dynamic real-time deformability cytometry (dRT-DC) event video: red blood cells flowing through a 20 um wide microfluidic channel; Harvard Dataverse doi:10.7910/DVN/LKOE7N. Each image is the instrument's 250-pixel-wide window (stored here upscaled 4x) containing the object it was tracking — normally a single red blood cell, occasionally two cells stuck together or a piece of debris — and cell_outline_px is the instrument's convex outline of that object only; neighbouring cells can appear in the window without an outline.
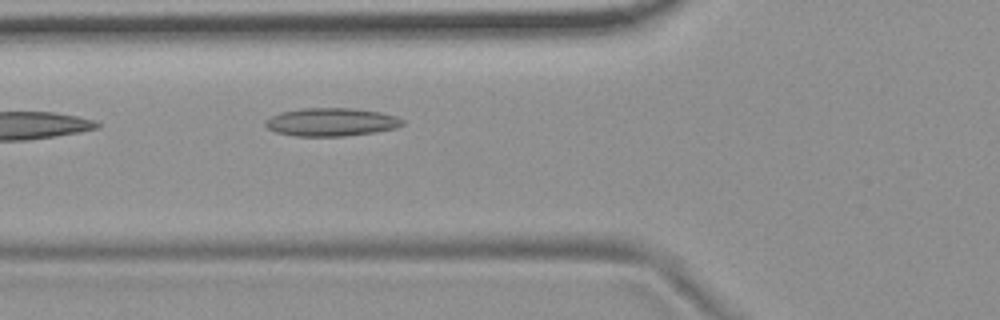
{"species": "common noctule bat (a hibernating species)", "species_latin": "Nyctalus noctula", "temperature_condition": "room temperature", "stored_images_in_passage": 3, "camera_frame_rate_fps": 3000, "um_per_image_px": 0.085, "animal": {"sex": "female", "body_mass_g": 19.9}, "frame": {"image": 1, "passage_image": 3, "time_ms": 0.667, "image_size_px": [1000, 320], "cell_outline_px": [[404, 124], [396, 128], [376, 132], [344, 136], [296, 136], [276, 132], [268, 128], [264, 124], [264, 120], [280, 112], [300, 108], [352, 108], [380, 112], [396, 116], [404, 120]], "centroid_in_image_um": [28.16, 10.37], "position_along_channel_um": 97.6, "area_um2": 22.6}}